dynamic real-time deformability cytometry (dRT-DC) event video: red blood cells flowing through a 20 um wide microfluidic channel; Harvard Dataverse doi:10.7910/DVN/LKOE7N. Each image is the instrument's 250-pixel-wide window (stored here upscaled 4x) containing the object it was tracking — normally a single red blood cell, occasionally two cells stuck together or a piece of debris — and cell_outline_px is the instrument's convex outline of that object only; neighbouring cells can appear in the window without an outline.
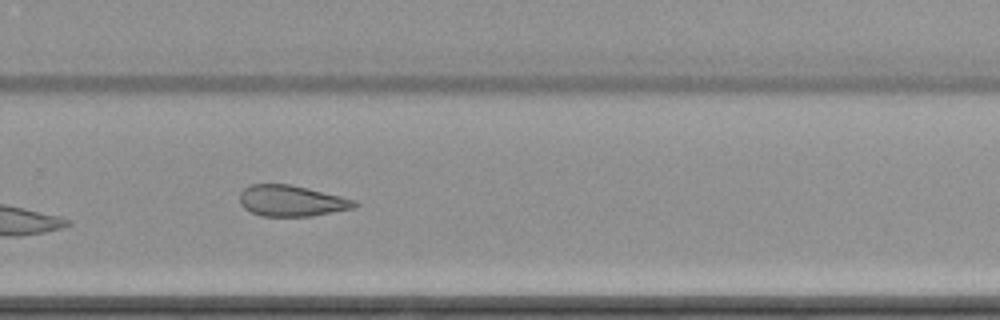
{"species": "common noctule bat (a hibernating species)", "species_latin": "Nyctalus noctula", "temperature_condition": "cold", "stored_images_in_passage": 16, "camera_frame_rate_fps": 3000, "um_per_image_px": 0.085, "animal": {"sex": "female", "body_mass_g": 22.7, "forearm_length_mm": 54.2}, "frame": {"image": 1, "passage_image": 12, "time_ms": 14.333, "image_size_px": [1000, 320], "cell_outline_px": [[360, 204], [356, 208], [312, 216], [264, 216], [252, 212], [244, 208], [240, 204], [240, 192], [244, 188], [252, 184], [288, 184], [340, 196], [356, 200]], "centroid_in_image_um": [24.8, 17.08], "position_along_channel_um": 305.0, "area_um2": 20.69}, "authors_computed_cell_mechanics": {"area_um2": 23.2356, "velocity_mm_per_s": 3.4112, "shape_relaxation_time_tau1_ms": null, "shape_relaxation_time_tau2_ms": 4.4581, "deformation_change_tau1": null, "deformation_change_tau2": 0.0986}}